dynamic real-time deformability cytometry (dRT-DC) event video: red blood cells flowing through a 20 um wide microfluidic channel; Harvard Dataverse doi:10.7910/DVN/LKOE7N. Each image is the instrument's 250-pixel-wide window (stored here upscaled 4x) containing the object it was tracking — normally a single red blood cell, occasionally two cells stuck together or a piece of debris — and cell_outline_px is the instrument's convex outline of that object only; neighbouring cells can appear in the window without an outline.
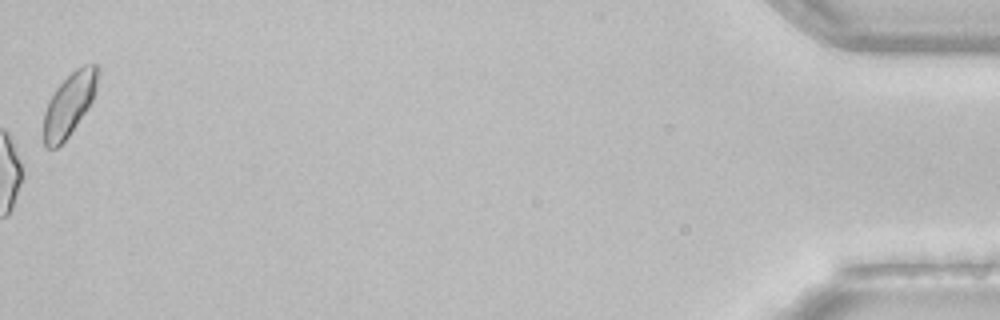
{"species": "common noctule bat (a hibernating species)", "species_latin": "Nyctalus noctula", "temperature_condition": "room temperature", "stored_images_in_passage": 44, "camera_frame_rate_fps": 3000, "um_per_image_px": 0.085, "animal": {"sex": "female", "body_mass_g": 22.7, "forearm_length_mm": 54.2}, "frame": {"image": 1, "passage_image": 44, "time_ms": 14.333, "image_size_px": [1000, 320], "cell_outline_px": [[100, 72], [96, 92], [88, 108], [68, 136], [56, 148], [44, 148], [44, 112], [48, 100], [56, 88], [76, 68], [84, 64], [96, 64], [100, 68]], "centroid_in_image_um": [5.91, 8.83], "position_along_channel_um": 429.3, "area_um2": 19.88}, "authors_computed_cell_mechanics": {"area_um2": 18.6116, "velocity_mm_per_s": 4.1111, "shape_relaxation_time_tau1_ms": null, "shape_relaxation_time_tau2_ms": 10.9923, "deformation_change_tau1": null, "deformation_change_tau2": 0.1989}}